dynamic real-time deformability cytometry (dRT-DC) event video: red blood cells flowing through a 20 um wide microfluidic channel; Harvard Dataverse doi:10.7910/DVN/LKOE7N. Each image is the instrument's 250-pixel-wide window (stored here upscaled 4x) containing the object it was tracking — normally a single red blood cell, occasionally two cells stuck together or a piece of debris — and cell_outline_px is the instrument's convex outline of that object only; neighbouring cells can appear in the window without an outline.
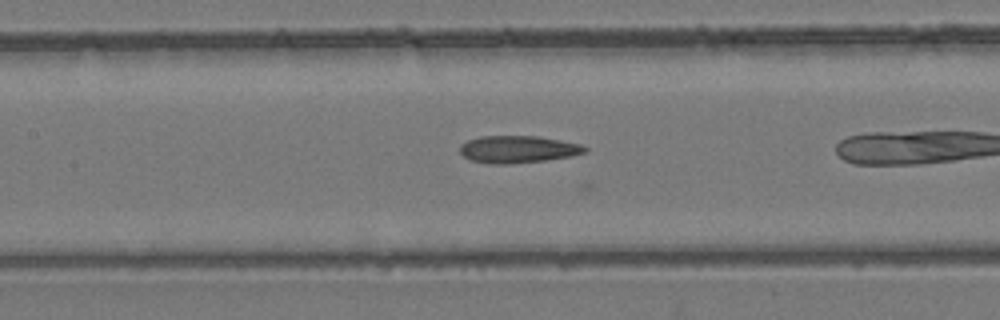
{"species": "common noctule bat (a hibernating species)", "species_latin": "Nyctalus noctula", "temperature_condition": "room temperature", "stored_images_in_passage": 21, "camera_frame_rate_fps": 3000, "um_per_image_px": 0.085, "animal": {"sex": "female", "body_mass_g": 24.6, "forearm_length_mm": 56.2}, "frame": {"image": 1, "passage_image": 14, "time_ms": 4.333, "image_size_px": [1000, 320], "cell_outline_px": [[588, 148], [584, 152], [572, 156], [544, 160], [508, 164], [488, 164], [472, 160], [464, 156], [460, 152], [460, 144], [468, 140], [480, 136], [536, 136], [580, 144]], "centroid_in_image_um": [43.98, 12.69], "position_along_channel_um": 163.4, "area_um2": 19.65}}